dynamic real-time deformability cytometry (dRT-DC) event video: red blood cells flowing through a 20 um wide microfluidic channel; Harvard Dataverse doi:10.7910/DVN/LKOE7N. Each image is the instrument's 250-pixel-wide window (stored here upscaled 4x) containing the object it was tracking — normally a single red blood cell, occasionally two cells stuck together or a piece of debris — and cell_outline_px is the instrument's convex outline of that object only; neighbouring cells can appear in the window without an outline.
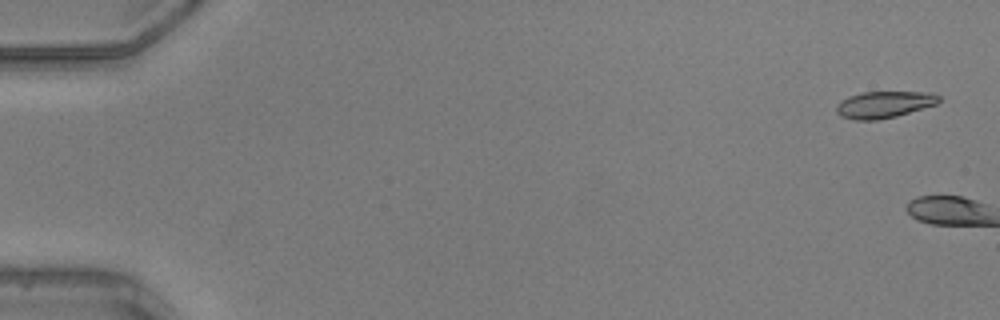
{"species": "common noctule bat (a hibernating species)", "species_latin": "Nyctalus noctula", "temperature_condition": "warm", "stored_images_in_passage": 3, "camera_frame_rate_fps": 3000, "um_per_image_px": 0.085, "animal": {"sex": "male", "body_mass_g": 20.5, "forearm_length_mm": 52.5}, "frame": {"image": 1, "passage_image": 2, "time_ms": 0.333, "image_size_px": [1000, 320], "cell_outline_px": [[940, 100], [936, 104], [896, 116], [876, 120], [852, 120], [840, 116], [836, 112], [836, 104], [840, 100], [848, 96], [864, 92], [932, 92], [940, 96]], "centroid_in_image_um": [75.11, 8.88], "position_along_channel_um": 9.9, "area_um2": 16.01}}